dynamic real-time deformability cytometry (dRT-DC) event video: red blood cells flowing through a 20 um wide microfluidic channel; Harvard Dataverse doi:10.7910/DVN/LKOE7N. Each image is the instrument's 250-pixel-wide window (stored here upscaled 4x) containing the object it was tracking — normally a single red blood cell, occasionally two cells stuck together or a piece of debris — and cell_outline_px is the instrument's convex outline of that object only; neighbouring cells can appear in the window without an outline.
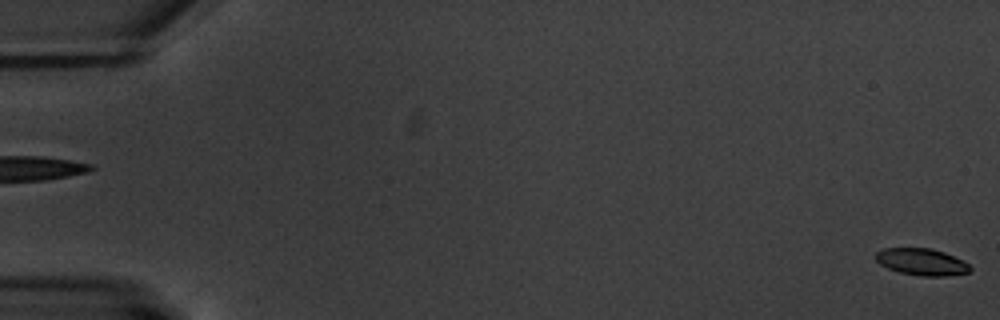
{"species": "common noctule bat (a hibernating species)", "species_latin": "Nyctalus noctula", "temperature_condition": "warm", "stored_images_in_passage": 6, "camera_frame_rate_fps": 3000, "um_per_image_px": 0.085, "animal": {"sex": "male", "body_mass_g": 20.1, "forearm_length_mm": 53.5}, "frame": {"image": 1, "passage_image": 6, "time_ms": 5.667, "image_size_px": [1000, 320], "cell_outline_px": [[972, 268], [968, 272], [944, 276], [920, 276], [900, 272], [888, 268], [880, 264], [876, 260], [876, 252], [884, 248], [932, 248], [944, 252], [964, 260]], "centroid_in_image_um": [78.35, 22.25], "position_along_channel_um": 6.6, "area_um2": 14.74}}